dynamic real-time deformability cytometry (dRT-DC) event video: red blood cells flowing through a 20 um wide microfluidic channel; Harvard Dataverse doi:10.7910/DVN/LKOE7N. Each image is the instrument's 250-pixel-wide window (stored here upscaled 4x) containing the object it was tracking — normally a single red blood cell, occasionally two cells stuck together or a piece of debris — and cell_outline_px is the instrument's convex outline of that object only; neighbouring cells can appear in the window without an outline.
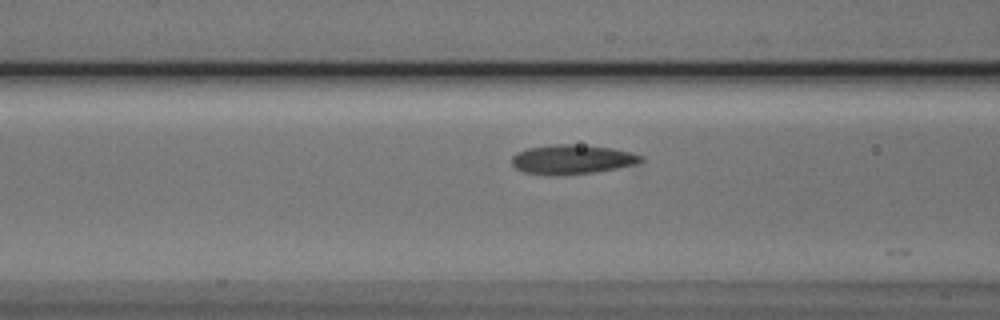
{"species": "Egyptian fruit bat (a non-hibernating species)", "species_latin": "Rousettus aegyptiacus", "temperature_condition": "cold", "stored_images_in_passage": 11, "camera_frame_rate_fps": 3000, "um_per_image_px": 0.085, "animal": {"sex": "male"}, "frame": {"image": 1, "passage_image": 3, "time_ms": 0.667, "image_size_px": [1000, 320], "cell_outline_px": [[644, 160], [640, 164], [592, 172], [560, 176], [548, 176], [524, 172], [516, 168], [512, 164], [512, 156], [516, 152], [528, 148], [556, 144], [572, 144], [612, 148], [632, 152], [644, 156]], "centroid_in_image_um": [48.64, 13.56], "position_along_channel_um": 118.0, "area_um2": 22.37}}
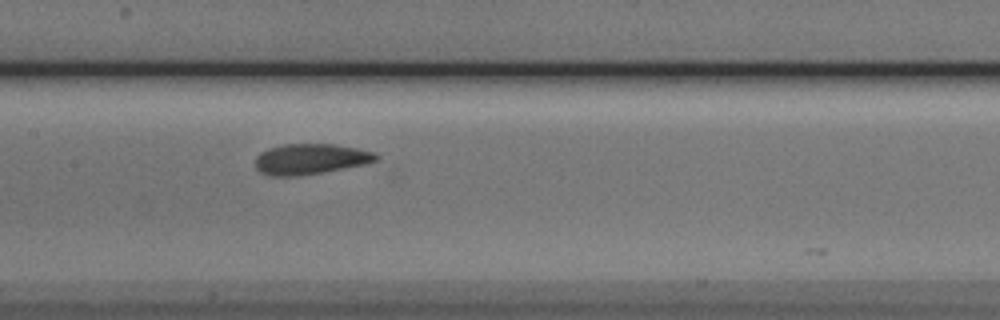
{"frame": {"image": 2, "passage_image": 8, "time_ms": 2.333, "image_size_px": [1000, 320], "cell_outline_px": [[380, 156], [376, 160], [364, 164], [320, 172], [296, 176], [272, 176], [260, 172], [256, 168], [256, 156], [260, 152], [268, 148], [284, 144], [336, 144], [376, 152]], "centroid_in_image_um": [26.37, 13.5], "position_along_channel_um": 181.0, "area_um2": 21.39}}